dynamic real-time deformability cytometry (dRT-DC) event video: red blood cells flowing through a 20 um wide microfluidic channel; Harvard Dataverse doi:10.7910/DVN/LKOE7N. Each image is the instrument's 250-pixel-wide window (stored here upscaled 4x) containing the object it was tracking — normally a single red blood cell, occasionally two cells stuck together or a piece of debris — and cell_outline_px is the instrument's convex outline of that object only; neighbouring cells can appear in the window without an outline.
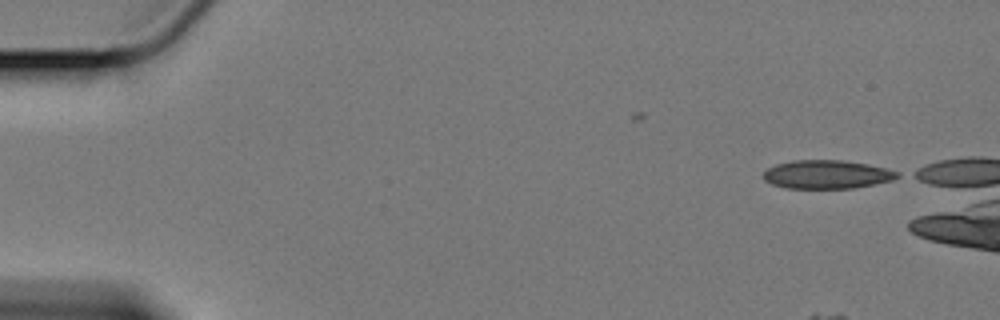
{"species": "Egyptian fruit bat (a non-hibernating species)", "species_latin": "Rousettus aegyptiacus", "temperature_condition": "cold", "stored_images_in_passage": 4, "camera_frame_rate_fps": 3000, "um_per_image_px": 0.085, "animal": {"sex": "female"}, "frame": {"image": 1, "passage_image": 4, "time_ms": 1.0, "image_size_px": [1000, 320], "cell_outline_px": [[900, 176], [892, 180], [852, 188], [784, 188], [772, 184], [764, 180], [764, 172], [768, 168], [776, 164], [792, 160], [844, 160], [868, 164], [900, 172]], "centroid_in_image_um": [70.27, 14.82], "position_along_channel_um": 14.7, "area_um2": 22.2}}